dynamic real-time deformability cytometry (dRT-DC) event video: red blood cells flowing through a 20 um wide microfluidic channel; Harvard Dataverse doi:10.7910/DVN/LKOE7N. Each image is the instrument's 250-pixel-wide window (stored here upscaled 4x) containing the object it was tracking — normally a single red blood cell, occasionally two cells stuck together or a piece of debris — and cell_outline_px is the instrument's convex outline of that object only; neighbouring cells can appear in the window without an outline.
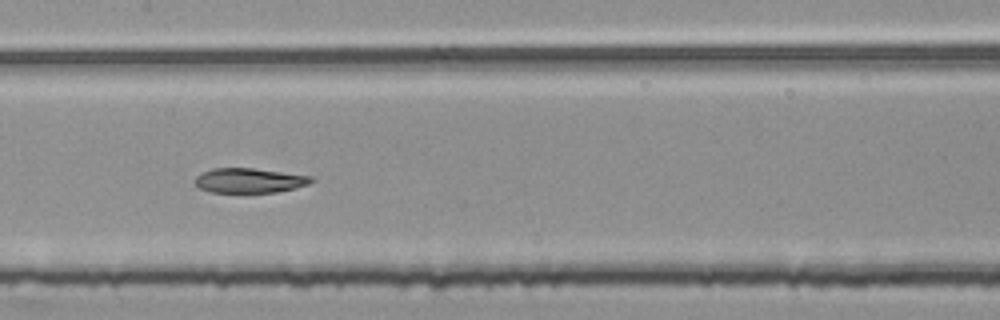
{"species": "common noctule bat (a hibernating species)", "species_latin": "Nyctalus noctula", "temperature_condition": "room temperature", "stored_images_in_passage": 54, "segment_of_instrument_passage": [2, 2], "camera_frame_rate_fps": 3000, "um_per_image_px": 0.085, "animal": {"sex": "female", "body_mass_g": 25.1}, "frame": {"image": 1, "passage_image": 27, "time_ms": 8.667, "image_size_px": [1000, 320], "cell_outline_px": [[316, 180], [308, 184], [296, 188], [276, 192], [212, 192], [200, 188], [196, 184], [196, 176], [200, 172], [212, 168], [252, 168], [312, 176]], "centroid_in_image_um": [21.21, 15.33], "position_along_channel_um": 186.2, "area_um2": 16.7}}
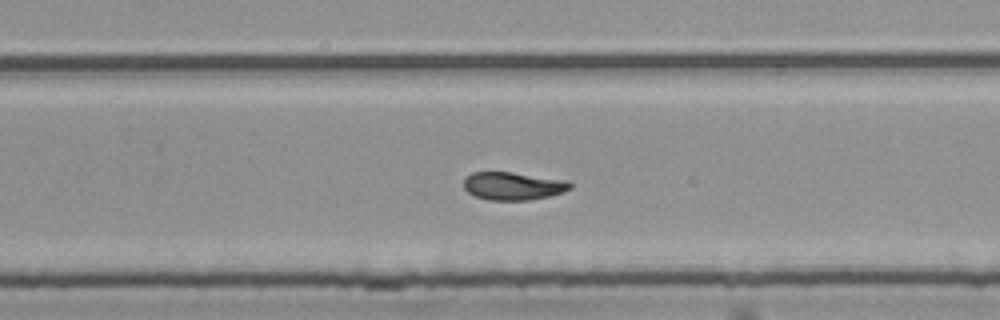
{"frame": {"image": 2, "passage_image": 35, "time_ms": 11.333, "image_size_px": [1000, 320], "cell_outline_px": [[572, 188], [564, 192], [548, 196], [528, 200], [488, 200], [476, 196], [468, 192], [464, 188], [464, 180], [472, 172], [512, 172], [568, 180], [572, 184]], "centroid_in_image_um": [43.64, 15.8], "position_along_channel_um": 286.2, "area_um2": 17.34}}
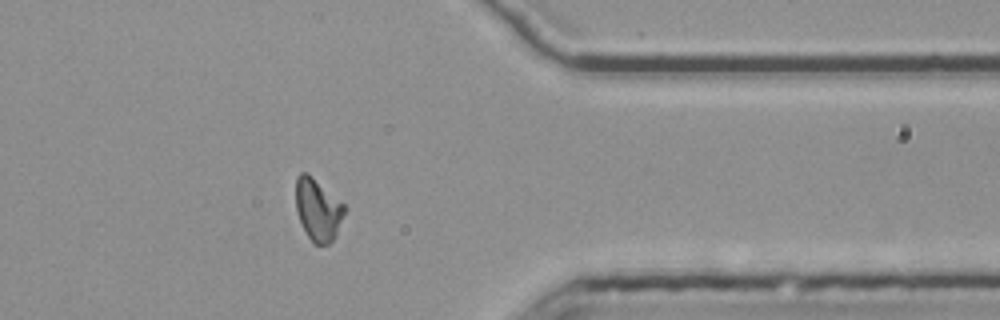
{"frame": {"image": 3, "passage_image": 44, "time_ms": 14.333, "image_size_px": [1000, 320], "cell_outline_px": [[348, 208], [336, 236], [328, 244], [316, 244], [308, 236], [296, 212], [296, 176], [300, 172], [308, 172], [344, 204]], "centroid_in_image_um": [27.05, 17.79], "position_along_channel_um": 384.4, "area_um2": 17.74}}